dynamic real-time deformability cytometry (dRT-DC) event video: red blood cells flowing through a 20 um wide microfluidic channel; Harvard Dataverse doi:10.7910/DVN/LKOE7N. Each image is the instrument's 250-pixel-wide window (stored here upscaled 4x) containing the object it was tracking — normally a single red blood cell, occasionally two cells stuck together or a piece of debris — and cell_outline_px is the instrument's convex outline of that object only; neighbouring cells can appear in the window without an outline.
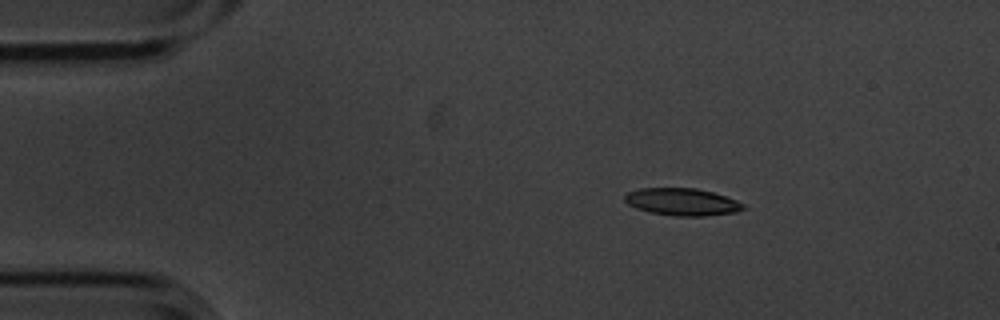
{"species": "common noctule bat (a hibernating species)", "species_latin": "Nyctalus noctula", "temperature_condition": "cold", "stored_images_in_passage": 2, "camera_frame_rate_fps": 3000, "um_per_image_px": 0.085, "animal": {"sex": "male", "body_mass_g": 20.1, "forearm_length_mm": 53.5}, "frame": {"image": 1, "passage_image": 1, "time_ms": 0.0, "image_size_px": [1000, 320], "cell_outline_px": [[744, 208], [736, 212], [704, 216], [676, 216], [648, 212], [636, 208], [628, 204], [624, 200], [624, 196], [628, 192], [640, 188], [696, 188], [712, 192], [736, 200], [744, 204]], "centroid_in_image_um": [57.95, 17.16], "position_along_channel_um": 27.0, "area_um2": 18.79}}